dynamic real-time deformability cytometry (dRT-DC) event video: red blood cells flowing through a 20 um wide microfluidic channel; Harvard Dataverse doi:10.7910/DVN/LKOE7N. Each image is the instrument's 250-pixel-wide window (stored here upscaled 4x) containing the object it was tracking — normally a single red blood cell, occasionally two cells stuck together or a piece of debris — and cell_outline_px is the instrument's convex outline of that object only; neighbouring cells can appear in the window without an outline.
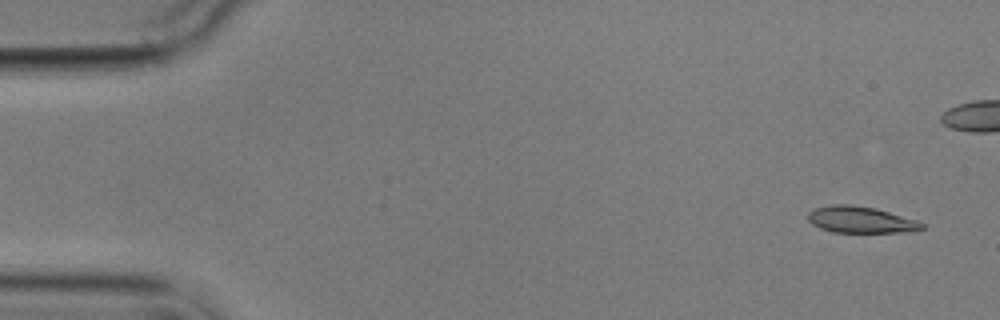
{"species": "common noctule bat (a hibernating species)", "species_latin": "Nyctalus noctula", "temperature_condition": "cold", "stored_images_in_passage": 16, "camera_frame_rate_fps": 3000, "um_per_image_px": 0.085, "animal": {"sex": "male", "body_mass_g": 17.9}, "frame": {"image": 1, "passage_image": 1, "time_ms": 0.0, "image_size_px": [1000, 320], "cell_outline_px": [[924, 228], [900, 232], [832, 232], [820, 228], [812, 224], [808, 220], [808, 212], [816, 208], [832, 204], [852, 204], [876, 208], [916, 220], [924, 224]], "centroid_in_image_um": [73.11, 18.66], "position_along_channel_um": 11.9, "area_um2": 17.46}}
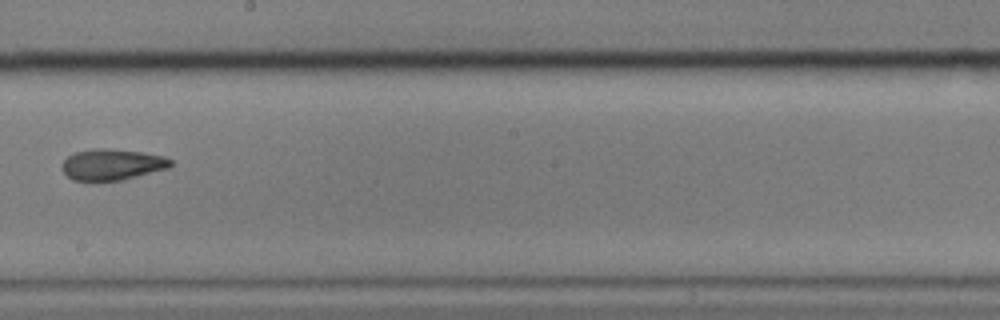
{"frame": {"image": 2, "passage_image": 10, "time_ms": 11.667, "image_size_px": [1000, 320], "cell_outline_px": [[172, 164], [168, 168], [124, 180], [92, 184], [72, 180], [60, 168], [60, 164], [68, 156], [76, 152], [92, 148], [104, 148], [140, 152], [164, 156], [172, 160]], "centroid_in_image_um": [9.46, 14.03], "position_along_channel_um": 238.7, "area_um2": 20.4}}
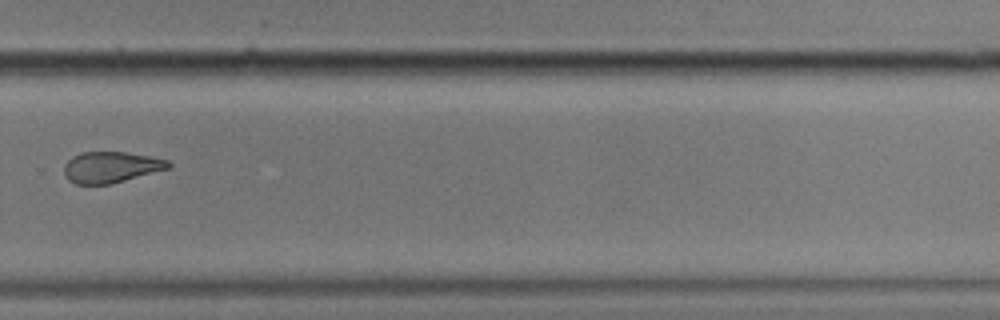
{"frame": {"image": 3, "passage_image": 12, "time_ms": 14.0, "image_size_px": [1000, 320], "cell_outline_px": [[172, 168], [108, 184], [76, 184], [68, 180], [64, 176], [64, 164], [72, 156], [80, 152], [124, 152], [152, 156], [168, 160], [172, 164]], "centroid_in_image_um": [9.44, 14.2], "position_along_channel_um": 320.4, "area_um2": 19.02}, "authors_computed_cell_mechanics": {"area_um2": 19.8543, "velocity_mm_per_s": 3.5042, "shape_relaxation_time_tau1_ms": 5.4419, "shape_relaxation_time_tau2_ms": null, "deformation_change_tau1": 0.1635, "deformation_change_tau2": null}}